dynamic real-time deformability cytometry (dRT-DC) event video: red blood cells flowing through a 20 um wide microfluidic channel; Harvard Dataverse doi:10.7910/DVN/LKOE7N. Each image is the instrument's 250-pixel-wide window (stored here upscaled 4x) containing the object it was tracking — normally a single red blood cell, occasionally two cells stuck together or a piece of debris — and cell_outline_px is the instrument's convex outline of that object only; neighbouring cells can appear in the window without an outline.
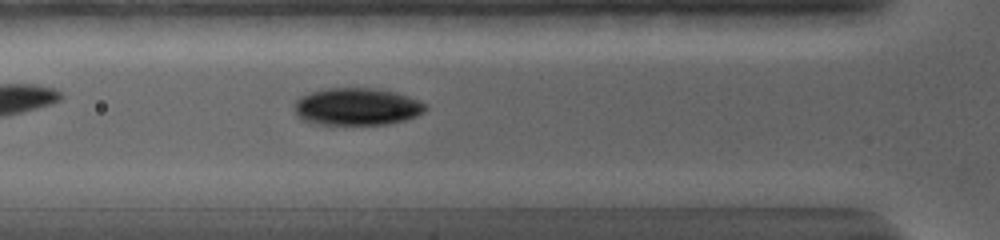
{"species": "common noctule bat (a hibernating species)", "species_latin": "Nyctalus noctula", "temperature_condition": "warm", "stored_images_in_passage": 22, "camera_frame_rate_fps": 5000, "um_per_image_px": 0.085, "animal": {"sex": "female", "body_mass_g": 19.0, "forearm_length_mm": 56.7}, "frame": {"image": 1, "passage_image": 6, "time_ms": 4.0, "image_size_px": [1000, 240], "cell_outline_px": [[428, 108], [424, 112], [416, 116], [404, 120], [388, 124], [320, 124], [304, 120], [296, 116], [292, 104], [300, 96], [312, 92], [328, 88], [372, 88], [392, 92], [408, 96], [424, 104]], "centroid_in_image_um": [30.29, 9.07], "position_along_channel_um": 95.5, "area_um2": 28.32}}
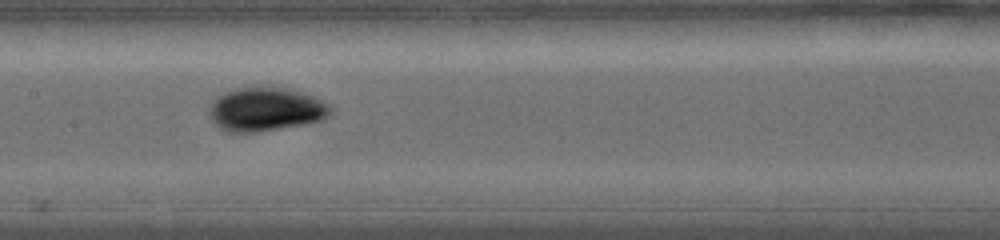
{"frame": {"image": 2, "passage_image": 10, "time_ms": 6.4, "image_size_px": [1000, 240], "cell_outline_px": [[332, 112], [320, 120], [304, 124], [252, 132], [228, 132], [220, 128], [212, 120], [212, 100], [216, 96], [224, 92], [236, 88], [284, 88], [312, 96], [328, 104], [332, 108]], "centroid_in_image_um": [22.57, 9.3], "position_along_channel_um": 184.8, "area_um2": 30.0}}
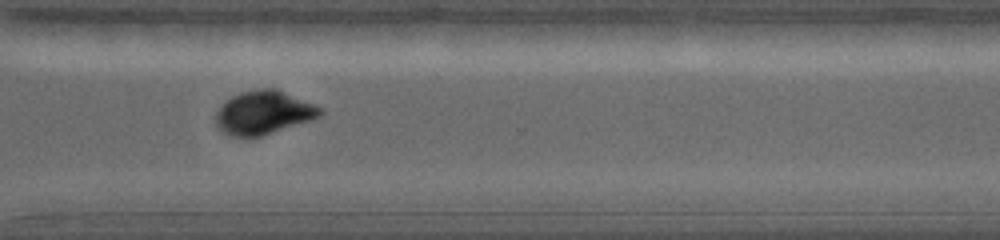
{"frame": {"image": 3, "passage_image": 18, "time_ms": 10.8, "image_size_px": [1000, 240], "cell_outline_px": [[324, 112], [320, 116], [312, 120], [260, 136], [228, 136], [216, 124], [216, 112], [232, 96], [240, 92], [260, 88], [276, 88], [316, 104], [324, 108]], "centroid_in_image_um": [22.47, 9.55], "position_along_channel_um": 348.1, "area_um2": 26.41}, "authors_computed_cell_mechanics": {"area_um2": 28.3509, "velocity_mm_per_s": 3.7176, "shape_relaxation_time_tau1_ms": 3.392, "shape_relaxation_time_tau2_ms": 1.1168, "deformation_change_tau1": 0.135, "deformation_change_tau2": 0.0389}}